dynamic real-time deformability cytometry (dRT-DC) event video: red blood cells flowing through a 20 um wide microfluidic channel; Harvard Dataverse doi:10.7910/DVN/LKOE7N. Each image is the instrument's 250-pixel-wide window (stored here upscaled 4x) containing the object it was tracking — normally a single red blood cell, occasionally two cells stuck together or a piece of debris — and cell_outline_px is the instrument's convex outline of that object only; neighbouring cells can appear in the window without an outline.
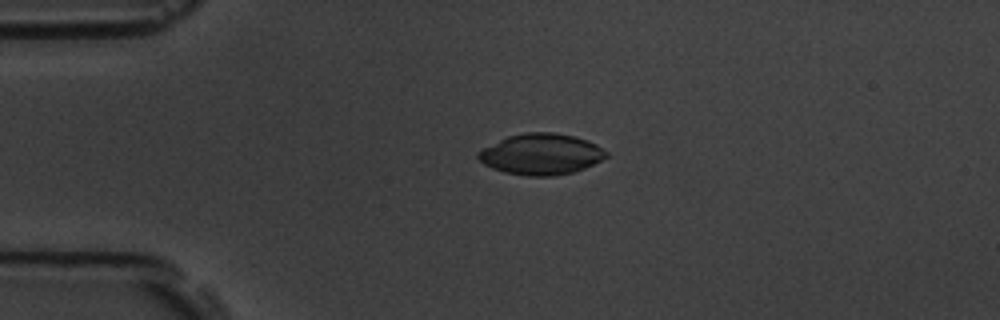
{"species": "common noctule bat (a hibernating species)", "species_latin": "Nyctalus noctula", "temperature_condition": "room temperature", "stored_images_in_passage": 5, "camera_frame_rate_fps": 3000, "um_per_image_px": 0.085, "animal": {"sex": "male", "body_mass_g": 19.5, "forearm_length_mm": 54.6}, "frame": {"image": 1, "passage_image": 4, "time_ms": 4.333, "image_size_px": [1000, 320], "cell_outline_px": [[608, 156], [584, 168], [572, 172], [552, 176], [528, 176], [504, 172], [492, 168], [484, 164], [476, 156], [476, 152], [508, 136], [524, 132], [552, 132], [572, 136], [588, 140], [596, 144], [608, 152]], "centroid_in_image_um": [45.99, 13.1], "position_along_channel_um": 39.0, "area_um2": 30.4}}